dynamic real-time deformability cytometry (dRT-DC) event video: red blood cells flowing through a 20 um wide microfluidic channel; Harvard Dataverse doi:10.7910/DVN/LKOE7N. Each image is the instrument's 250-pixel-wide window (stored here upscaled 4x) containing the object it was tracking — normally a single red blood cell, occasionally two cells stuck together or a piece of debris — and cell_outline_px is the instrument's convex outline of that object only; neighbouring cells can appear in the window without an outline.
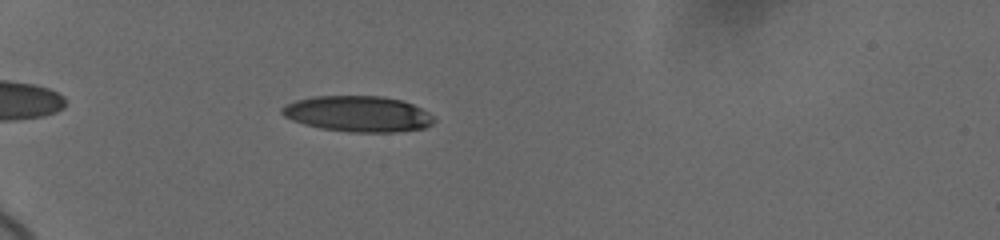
{"species": "human", "species_latin": "Homo sapiens", "temperature_condition": "cold", "stored_images_in_passage": 46, "camera_frame_rate_fps": 3000, "um_per_image_px": 0.085, "donor": {"sex": "female"}, "frame": {"image": 1, "passage_image": 6, "time_ms": 1.667, "image_size_px": [1000, 240], "cell_outline_px": [[436, 120], [432, 124], [424, 128], [396, 132], [348, 132], [320, 128], [304, 124], [292, 120], [284, 116], [280, 112], [280, 108], [296, 100], [312, 96], [384, 96], [400, 100], [412, 104], [428, 112]], "centroid_in_image_um": [30.42, 9.68], "position_along_channel_um": 54.6, "area_um2": 31.79}}
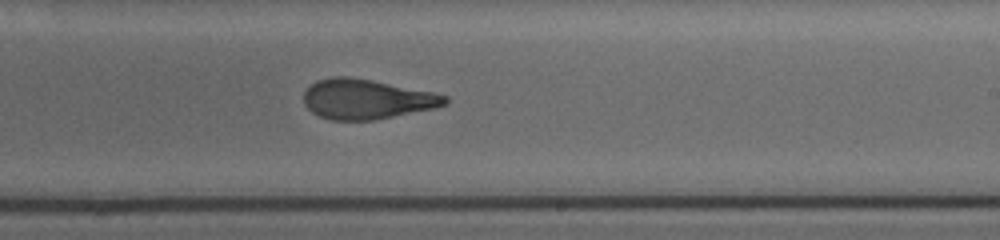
{"frame": {"image": 2, "passage_image": 27, "time_ms": 8.0, "image_size_px": [1000, 240], "cell_outline_px": [[448, 104], [436, 108], [372, 120], [332, 120], [320, 116], [312, 112], [304, 104], [304, 92], [316, 80], [336, 76], [348, 76], [372, 80], [432, 92], [448, 96]], "centroid_in_image_um": [31.17, 8.42], "position_along_channel_um": 257.8, "area_um2": 32.66}}
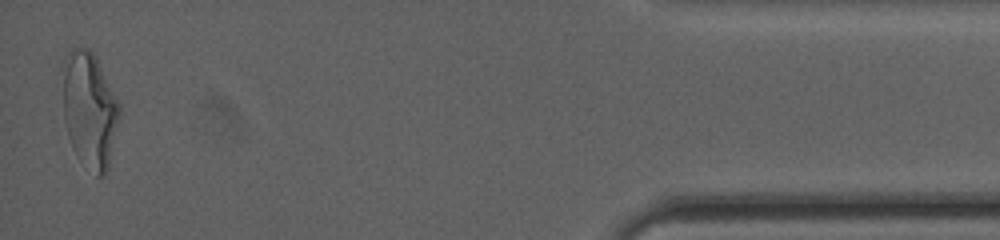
{"frame": {"image": 3, "passage_image": 46, "time_ms": 14.333, "image_size_px": [1000, 240], "cell_outline_px": [[120, 116], [108, 168], [104, 176], [96, 176], [76, 156], [72, 148], [64, 124], [60, 68], [72, 44], [88, 48], [96, 56], [120, 104]], "centroid_in_image_um": [7.56, 9.26], "position_along_channel_um": 427.6, "area_um2": 39.42}, "authors_computed_cell_mechanics": {"area_um2": 33.5529, "velocity_mm_per_s": 3.6808, "shape_relaxation_time_tau1_ms": 5.8325, "shape_relaxation_time_tau2_ms": 1.614, "deformation_change_tau1": 0.2328, "deformation_change_tau2": 0.0905}}